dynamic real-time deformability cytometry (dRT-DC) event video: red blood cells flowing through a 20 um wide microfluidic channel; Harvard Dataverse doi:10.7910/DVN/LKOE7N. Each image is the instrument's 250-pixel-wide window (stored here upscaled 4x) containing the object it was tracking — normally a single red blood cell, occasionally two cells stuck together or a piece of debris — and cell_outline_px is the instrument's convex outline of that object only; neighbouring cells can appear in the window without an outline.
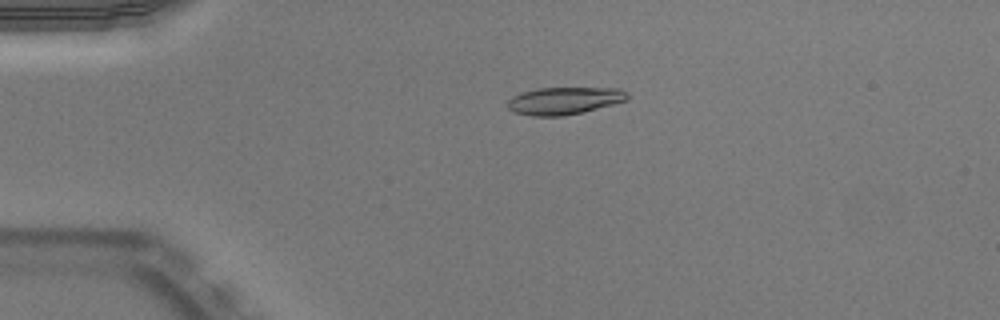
{"species": "Egyptian fruit bat (a non-hibernating species)", "species_latin": "Rousettus aegyptiacus", "temperature_condition": "warm", "stored_images_in_passage": 49, "camera_frame_rate_fps": 3000, "um_per_image_px": 0.085, "animal": {"sex": "male"}, "frame": {"image": 1, "passage_image": 9, "time_ms": 2.667, "image_size_px": [1000, 320], "cell_outline_px": [[628, 100], [580, 112], [560, 116], [532, 116], [516, 112], [508, 108], [508, 100], [512, 96], [520, 92], [536, 88], [620, 88], [628, 92]], "centroid_in_image_um": [47.95, 8.54], "position_along_channel_um": 37.1, "area_um2": 18.96}}
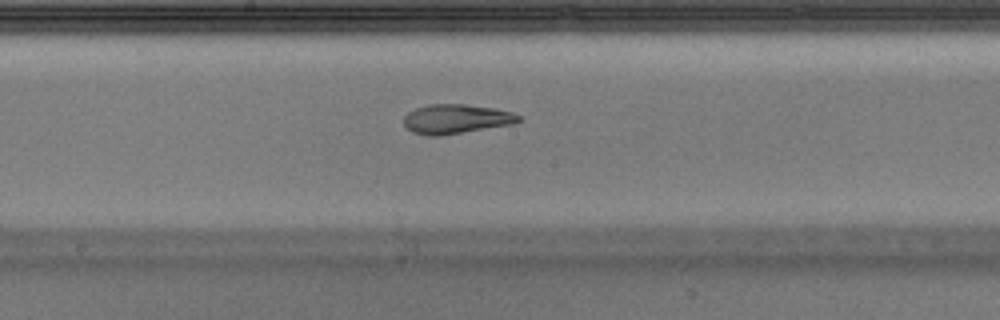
{"frame": {"image": 2, "passage_image": 25, "time_ms": 8.0, "image_size_px": [1000, 320], "cell_outline_px": [[520, 120], [512, 124], [440, 136], [428, 136], [412, 132], [404, 124], [404, 116], [408, 112], [416, 108], [428, 104], [464, 104], [496, 108], [512, 112], [520, 116]], "centroid_in_image_um": [38.75, 10.11], "position_along_channel_um": 209.5, "area_um2": 19.65}}
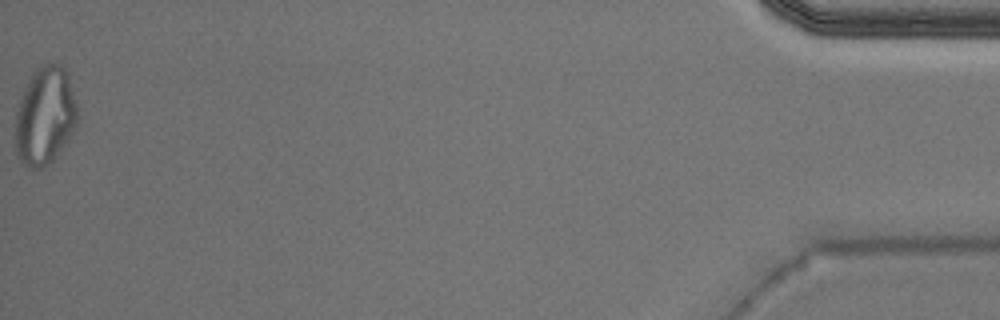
{"frame": {"image": 3, "passage_image": 49, "time_ms": 16.0, "image_size_px": [1000, 320], "cell_outline_px": [[76, 124], [72, 132], [56, 156], [48, 164], [40, 168], [32, 168], [24, 164], [20, 160], [16, 152], [16, 112], [20, 96], [36, 68], [44, 64], [60, 64], [68, 72], [76, 100]], "centroid_in_image_um": [3.82, 9.83], "position_along_channel_um": 431.4, "area_um2": 35.08}, "authors_computed_cell_mechanics": {"area_um2": 19.9988, "velocity_mm_per_s": 3.9504, "shape_relaxation_time_tau1_ms": 9.7348, "shape_relaxation_time_tau2_ms": 2.886, "deformation_change_tau1": 0.3036, "deformation_change_tau2": 0.0767}}